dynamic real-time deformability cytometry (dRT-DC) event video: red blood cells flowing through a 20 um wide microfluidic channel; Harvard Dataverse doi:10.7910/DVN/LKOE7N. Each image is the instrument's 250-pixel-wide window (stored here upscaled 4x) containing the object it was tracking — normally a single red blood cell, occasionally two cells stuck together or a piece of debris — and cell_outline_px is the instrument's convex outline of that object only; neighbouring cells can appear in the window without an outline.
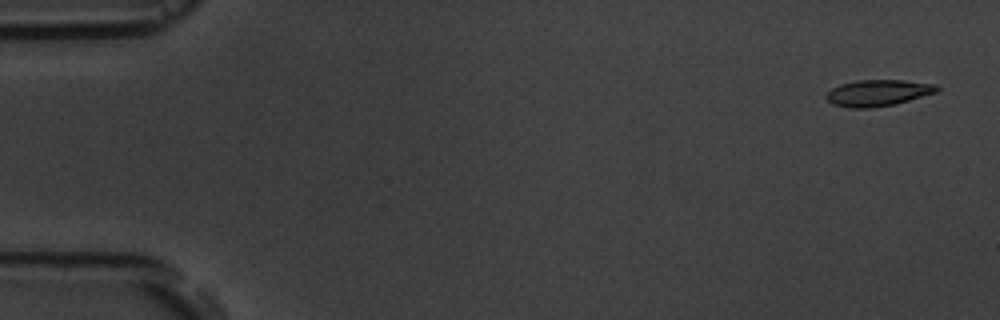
{"species": "common noctule bat (a hibernating species)", "species_latin": "Nyctalus noctula", "temperature_condition": "room temperature", "stored_images_in_passage": 6, "camera_frame_rate_fps": 3000, "um_per_image_px": 0.085, "animal": {"sex": "male", "body_mass_g": 19.5, "forearm_length_mm": 54.6}, "frame": {"image": 1, "passage_image": 1, "time_ms": 0.0, "image_size_px": [1000, 320], "cell_outline_px": [[940, 88], [936, 92], [896, 104], [872, 108], [852, 108], [832, 104], [824, 96], [832, 88], [840, 84], [856, 80], [904, 80], [936, 84]], "centroid_in_image_um": [74.62, 7.89], "position_along_channel_um": 10.4, "area_um2": 17.05}}
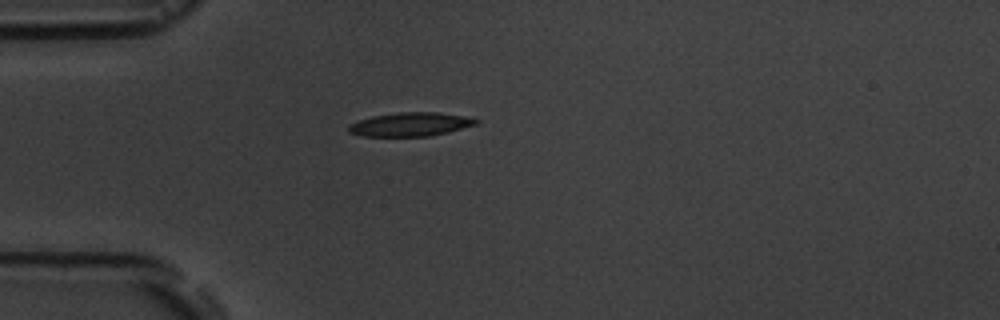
{"frame": {"image": 2, "passage_image": 5, "time_ms": 4.333, "image_size_px": [1000, 320], "cell_outline_px": [[480, 120], [476, 124], [448, 132], [428, 136], [360, 136], [348, 132], [348, 124], [356, 120], [372, 116], [400, 112], [436, 112], [464, 116]], "centroid_in_image_um": [34.82, 10.57], "position_along_channel_um": 50.2, "area_um2": 17.63}}